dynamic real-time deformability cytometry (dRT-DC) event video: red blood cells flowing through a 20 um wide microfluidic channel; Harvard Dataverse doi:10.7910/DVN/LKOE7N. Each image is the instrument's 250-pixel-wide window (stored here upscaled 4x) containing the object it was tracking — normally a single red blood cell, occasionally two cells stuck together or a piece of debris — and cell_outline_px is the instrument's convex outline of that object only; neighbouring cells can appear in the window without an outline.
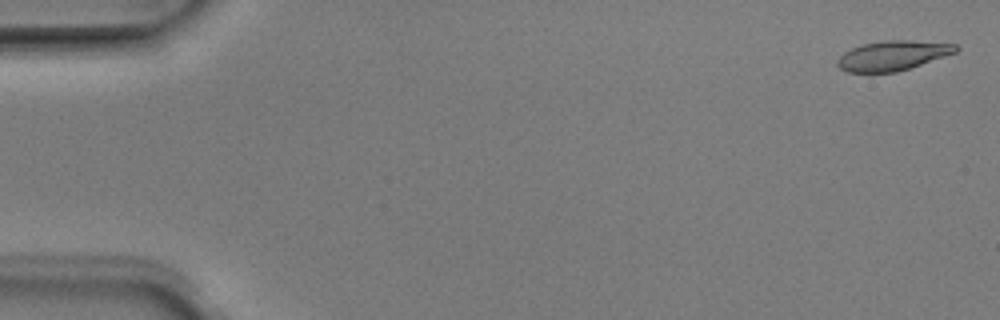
{"species": "Egyptian fruit bat (a non-hibernating species)", "species_latin": "Rousettus aegyptiacus", "temperature_condition": "room temperature", "stored_images_in_passage": 4, "camera_frame_rate_fps": 3000, "um_per_image_px": 0.085, "animal": {"sex": "male"}, "frame": {"image": 1, "passage_image": 1, "time_ms": 0.0, "image_size_px": [1000, 320], "cell_outline_px": [[960, 48], [956, 52], [896, 72], [848, 72], [840, 68], [836, 64], [836, 60], [844, 52], [860, 44], [884, 40], [912, 40], [956, 44]], "centroid_in_image_um": [75.85, 4.71], "position_along_channel_um": 9.2, "area_um2": 20.4}}
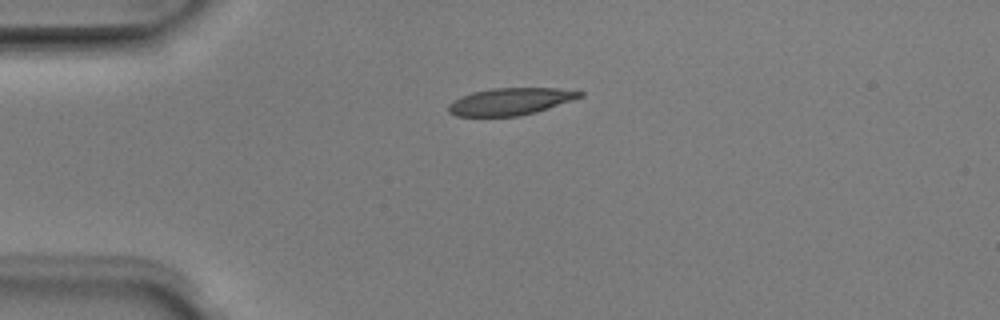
{"frame": {"image": 2, "passage_image": 3, "time_ms": 0.667, "image_size_px": [1000, 320], "cell_outline_px": [[584, 96], [536, 112], [520, 116], [456, 116], [448, 112], [448, 104], [460, 96], [472, 92], [492, 88], [556, 88], [584, 92]], "centroid_in_image_um": [43.36, 8.62], "position_along_channel_um": 41.6, "area_um2": 20.75}}